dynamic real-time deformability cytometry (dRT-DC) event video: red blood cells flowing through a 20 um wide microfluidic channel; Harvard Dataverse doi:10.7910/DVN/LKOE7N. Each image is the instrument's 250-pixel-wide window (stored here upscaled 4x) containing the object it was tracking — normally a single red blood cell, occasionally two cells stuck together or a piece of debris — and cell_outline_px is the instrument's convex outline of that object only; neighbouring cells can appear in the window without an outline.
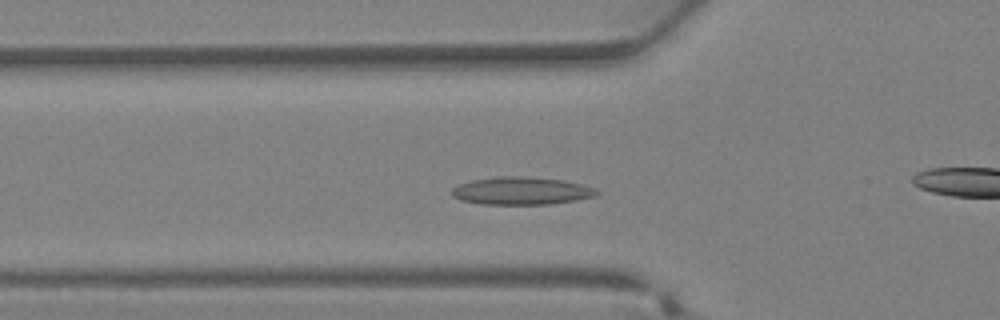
{"species": "Egyptian fruit bat (a non-hibernating species)", "species_latin": "Rousettus aegyptiacus", "temperature_condition": "warm", "stored_images_in_passage": 34, "camera_frame_rate_fps": 3000, "um_per_image_px": 0.085, "animal": {"sex": "female"}, "frame": {"image": 1, "passage_image": 9, "time_ms": 2.667, "image_size_px": [1000, 320], "cell_outline_px": [[600, 192], [596, 196], [576, 200], [548, 204], [480, 204], [460, 200], [452, 196], [452, 188], [460, 184], [472, 180], [500, 176], [524, 176], [564, 180], [596, 188]], "centroid_in_image_um": [44.32, 16.22], "position_along_channel_um": 81.5, "area_um2": 23.41}}
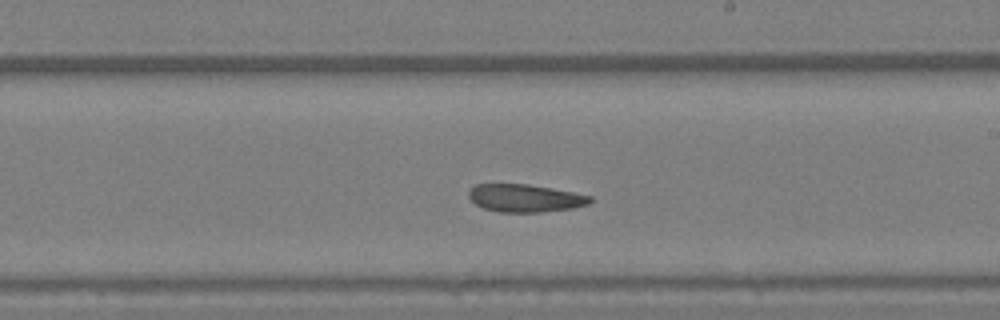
{"frame": {"image": 2, "passage_image": 18, "time_ms": 5.667, "image_size_px": [1000, 320], "cell_outline_px": [[592, 200], [588, 204], [572, 208], [540, 212], [500, 212], [484, 208], [476, 204], [468, 196], [468, 192], [476, 184], [528, 184], [552, 188], [592, 196]], "centroid_in_image_um": [44.63, 16.84], "position_along_channel_um": 244.4, "area_um2": 19.48}}
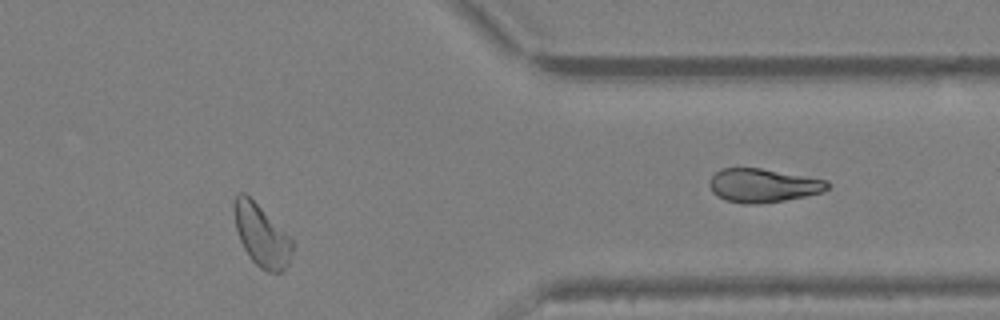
{"frame": {"image": 3, "passage_image": 27, "time_ms": 8.667, "image_size_px": [1000, 320], "cell_outline_px": [[292, 252], [288, 264], [280, 272], [268, 272], [260, 268], [252, 260], [244, 248], [240, 240], [236, 228], [232, 204], [236, 196], [240, 192], [244, 192], [292, 240]], "centroid_in_image_um": [22.19, 20.03], "position_along_channel_um": 389.2, "area_um2": 20.29}}